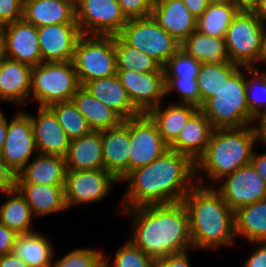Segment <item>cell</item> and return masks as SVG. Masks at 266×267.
<instances>
[{
	"label": "cell",
	"instance_id": "1",
	"mask_svg": "<svg viewBox=\"0 0 266 267\" xmlns=\"http://www.w3.org/2000/svg\"><path fill=\"white\" fill-rule=\"evenodd\" d=\"M127 191L121 209L183 202L197 184L196 164L187 155L168 149L148 165L130 172L122 181Z\"/></svg>",
	"mask_w": 266,
	"mask_h": 267
},
{
	"label": "cell",
	"instance_id": "2",
	"mask_svg": "<svg viewBox=\"0 0 266 267\" xmlns=\"http://www.w3.org/2000/svg\"><path fill=\"white\" fill-rule=\"evenodd\" d=\"M120 210L132 219L129 240L154 260L193 249L183 202Z\"/></svg>",
	"mask_w": 266,
	"mask_h": 267
},
{
	"label": "cell",
	"instance_id": "3",
	"mask_svg": "<svg viewBox=\"0 0 266 267\" xmlns=\"http://www.w3.org/2000/svg\"><path fill=\"white\" fill-rule=\"evenodd\" d=\"M208 186L196 184L183 199L189 215L192 248H230L236 239L234 211L214 187Z\"/></svg>",
	"mask_w": 266,
	"mask_h": 267
},
{
	"label": "cell",
	"instance_id": "4",
	"mask_svg": "<svg viewBox=\"0 0 266 267\" xmlns=\"http://www.w3.org/2000/svg\"><path fill=\"white\" fill-rule=\"evenodd\" d=\"M257 142L252 125L214 129L206 151L195 163L197 184L203 185V177L207 175L214 187L225 176L249 165Z\"/></svg>",
	"mask_w": 266,
	"mask_h": 267
},
{
	"label": "cell",
	"instance_id": "5",
	"mask_svg": "<svg viewBox=\"0 0 266 267\" xmlns=\"http://www.w3.org/2000/svg\"><path fill=\"white\" fill-rule=\"evenodd\" d=\"M214 129L252 125L245 89V67H241L225 85L200 108Z\"/></svg>",
	"mask_w": 266,
	"mask_h": 267
},
{
	"label": "cell",
	"instance_id": "6",
	"mask_svg": "<svg viewBox=\"0 0 266 267\" xmlns=\"http://www.w3.org/2000/svg\"><path fill=\"white\" fill-rule=\"evenodd\" d=\"M80 87L72 61L42 62L33 66L30 98L37 101L39 107L72 101Z\"/></svg>",
	"mask_w": 266,
	"mask_h": 267
},
{
	"label": "cell",
	"instance_id": "7",
	"mask_svg": "<svg viewBox=\"0 0 266 267\" xmlns=\"http://www.w3.org/2000/svg\"><path fill=\"white\" fill-rule=\"evenodd\" d=\"M264 24L249 9L242 8L225 35L229 61L242 67H256L260 62Z\"/></svg>",
	"mask_w": 266,
	"mask_h": 267
},
{
	"label": "cell",
	"instance_id": "8",
	"mask_svg": "<svg viewBox=\"0 0 266 267\" xmlns=\"http://www.w3.org/2000/svg\"><path fill=\"white\" fill-rule=\"evenodd\" d=\"M72 63L81 86L94 79L116 75L114 36L82 35Z\"/></svg>",
	"mask_w": 266,
	"mask_h": 267
},
{
	"label": "cell",
	"instance_id": "9",
	"mask_svg": "<svg viewBox=\"0 0 266 267\" xmlns=\"http://www.w3.org/2000/svg\"><path fill=\"white\" fill-rule=\"evenodd\" d=\"M119 36L162 67L180 49V43L151 17L128 19Z\"/></svg>",
	"mask_w": 266,
	"mask_h": 267
},
{
	"label": "cell",
	"instance_id": "10",
	"mask_svg": "<svg viewBox=\"0 0 266 267\" xmlns=\"http://www.w3.org/2000/svg\"><path fill=\"white\" fill-rule=\"evenodd\" d=\"M75 9L82 35H119L128 22L117 0H76Z\"/></svg>",
	"mask_w": 266,
	"mask_h": 267
},
{
	"label": "cell",
	"instance_id": "11",
	"mask_svg": "<svg viewBox=\"0 0 266 267\" xmlns=\"http://www.w3.org/2000/svg\"><path fill=\"white\" fill-rule=\"evenodd\" d=\"M120 182L104 169L67 170L64 192L67 208L86 206L102 201Z\"/></svg>",
	"mask_w": 266,
	"mask_h": 267
},
{
	"label": "cell",
	"instance_id": "12",
	"mask_svg": "<svg viewBox=\"0 0 266 267\" xmlns=\"http://www.w3.org/2000/svg\"><path fill=\"white\" fill-rule=\"evenodd\" d=\"M130 143L129 173L155 161L169 149L146 113L130 118Z\"/></svg>",
	"mask_w": 266,
	"mask_h": 267
},
{
	"label": "cell",
	"instance_id": "13",
	"mask_svg": "<svg viewBox=\"0 0 266 267\" xmlns=\"http://www.w3.org/2000/svg\"><path fill=\"white\" fill-rule=\"evenodd\" d=\"M8 121V130L1 158L17 174L37 151L30 113L23 110Z\"/></svg>",
	"mask_w": 266,
	"mask_h": 267
},
{
	"label": "cell",
	"instance_id": "14",
	"mask_svg": "<svg viewBox=\"0 0 266 267\" xmlns=\"http://www.w3.org/2000/svg\"><path fill=\"white\" fill-rule=\"evenodd\" d=\"M214 188L233 211L266 198V185L251 164L221 179Z\"/></svg>",
	"mask_w": 266,
	"mask_h": 267
},
{
	"label": "cell",
	"instance_id": "15",
	"mask_svg": "<svg viewBox=\"0 0 266 267\" xmlns=\"http://www.w3.org/2000/svg\"><path fill=\"white\" fill-rule=\"evenodd\" d=\"M116 75L125 87L132 104L141 113H147L151 108L158 106L166 97L163 67L158 72L117 70Z\"/></svg>",
	"mask_w": 266,
	"mask_h": 267
},
{
	"label": "cell",
	"instance_id": "16",
	"mask_svg": "<svg viewBox=\"0 0 266 267\" xmlns=\"http://www.w3.org/2000/svg\"><path fill=\"white\" fill-rule=\"evenodd\" d=\"M42 62L72 61L79 38L77 23H62L38 27Z\"/></svg>",
	"mask_w": 266,
	"mask_h": 267
},
{
	"label": "cell",
	"instance_id": "17",
	"mask_svg": "<svg viewBox=\"0 0 266 267\" xmlns=\"http://www.w3.org/2000/svg\"><path fill=\"white\" fill-rule=\"evenodd\" d=\"M130 119L102 131L104 170L120 183L129 174Z\"/></svg>",
	"mask_w": 266,
	"mask_h": 267
},
{
	"label": "cell",
	"instance_id": "18",
	"mask_svg": "<svg viewBox=\"0 0 266 267\" xmlns=\"http://www.w3.org/2000/svg\"><path fill=\"white\" fill-rule=\"evenodd\" d=\"M6 57L28 65L42 63L37 27L23 19L4 25Z\"/></svg>",
	"mask_w": 266,
	"mask_h": 267
},
{
	"label": "cell",
	"instance_id": "19",
	"mask_svg": "<svg viewBox=\"0 0 266 267\" xmlns=\"http://www.w3.org/2000/svg\"><path fill=\"white\" fill-rule=\"evenodd\" d=\"M36 116L30 114L38 154L66 157L70 140L49 107L37 106Z\"/></svg>",
	"mask_w": 266,
	"mask_h": 267
},
{
	"label": "cell",
	"instance_id": "20",
	"mask_svg": "<svg viewBox=\"0 0 266 267\" xmlns=\"http://www.w3.org/2000/svg\"><path fill=\"white\" fill-rule=\"evenodd\" d=\"M151 17L180 44L197 30V20L182 0H155Z\"/></svg>",
	"mask_w": 266,
	"mask_h": 267
},
{
	"label": "cell",
	"instance_id": "21",
	"mask_svg": "<svg viewBox=\"0 0 266 267\" xmlns=\"http://www.w3.org/2000/svg\"><path fill=\"white\" fill-rule=\"evenodd\" d=\"M31 65L5 58L0 62V102L26 105L30 99Z\"/></svg>",
	"mask_w": 266,
	"mask_h": 267
},
{
	"label": "cell",
	"instance_id": "22",
	"mask_svg": "<svg viewBox=\"0 0 266 267\" xmlns=\"http://www.w3.org/2000/svg\"><path fill=\"white\" fill-rule=\"evenodd\" d=\"M213 131L210 120L198 109L189 118L169 149L189 156L196 163L206 151Z\"/></svg>",
	"mask_w": 266,
	"mask_h": 267
},
{
	"label": "cell",
	"instance_id": "23",
	"mask_svg": "<svg viewBox=\"0 0 266 267\" xmlns=\"http://www.w3.org/2000/svg\"><path fill=\"white\" fill-rule=\"evenodd\" d=\"M76 0H24L22 19L34 26L77 23Z\"/></svg>",
	"mask_w": 266,
	"mask_h": 267
},
{
	"label": "cell",
	"instance_id": "24",
	"mask_svg": "<svg viewBox=\"0 0 266 267\" xmlns=\"http://www.w3.org/2000/svg\"><path fill=\"white\" fill-rule=\"evenodd\" d=\"M83 87L112 109L123 121L142 114L132 104L117 75L91 80Z\"/></svg>",
	"mask_w": 266,
	"mask_h": 267
},
{
	"label": "cell",
	"instance_id": "25",
	"mask_svg": "<svg viewBox=\"0 0 266 267\" xmlns=\"http://www.w3.org/2000/svg\"><path fill=\"white\" fill-rule=\"evenodd\" d=\"M36 155L16 174V184L65 185V158L57 155Z\"/></svg>",
	"mask_w": 266,
	"mask_h": 267
},
{
	"label": "cell",
	"instance_id": "26",
	"mask_svg": "<svg viewBox=\"0 0 266 267\" xmlns=\"http://www.w3.org/2000/svg\"><path fill=\"white\" fill-rule=\"evenodd\" d=\"M65 161L67 170L104 169L102 131H91L78 139L71 140Z\"/></svg>",
	"mask_w": 266,
	"mask_h": 267
},
{
	"label": "cell",
	"instance_id": "27",
	"mask_svg": "<svg viewBox=\"0 0 266 267\" xmlns=\"http://www.w3.org/2000/svg\"><path fill=\"white\" fill-rule=\"evenodd\" d=\"M35 217L66 212L64 185L16 184Z\"/></svg>",
	"mask_w": 266,
	"mask_h": 267
},
{
	"label": "cell",
	"instance_id": "28",
	"mask_svg": "<svg viewBox=\"0 0 266 267\" xmlns=\"http://www.w3.org/2000/svg\"><path fill=\"white\" fill-rule=\"evenodd\" d=\"M197 110L198 108L193 105L171 102L165 107L161 103L146 114L156 124L164 142L170 146Z\"/></svg>",
	"mask_w": 266,
	"mask_h": 267
},
{
	"label": "cell",
	"instance_id": "29",
	"mask_svg": "<svg viewBox=\"0 0 266 267\" xmlns=\"http://www.w3.org/2000/svg\"><path fill=\"white\" fill-rule=\"evenodd\" d=\"M72 101L85 117L92 131L101 132L114 128L123 121L112 109L92 96L83 86L76 91Z\"/></svg>",
	"mask_w": 266,
	"mask_h": 267
},
{
	"label": "cell",
	"instance_id": "30",
	"mask_svg": "<svg viewBox=\"0 0 266 267\" xmlns=\"http://www.w3.org/2000/svg\"><path fill=\"white\" fill-rule=\"evenodd\" d=\"M235 237L266 241V198L234 211Z\"/></svg>",
	"mask_w": 266,
	"mask_h": 267
},
{
	"label": "cell",
	"instance_id": "31",
	"mask_svg": "<svg viewBox=\"0 0 266 267\" xmlns=\"http://www.w3.org/2000/svg\"><path fill=\"white\" fill-rule=\"evenodd\" d=\"M12 252L26 262L29 267L52 264L55 255L51 241L38 230L37 232L18 234Z\"/></svg>",
	"mask_w": 266,
	"mask_h": 267
},
{
	"label": "cell",
	"instance_id": "32",
	"mask_svg": "<svg viewBox=\"0 0 266 267\" xmlns=\"http://www.w3.org/2000/svg\"><path fill=\"white\" fill-rule=\"evenodd\" d=\"M4 195L8 199L0 205V223L14 230L17 234L34 232L32 221L35 216L24 196L17 188L5 192Z\"/></svg>",
	"mask_w": 266,
	"mask_h": 267
},
{
	"label": "cell",
	"instance_id": "33",
	"mask_svg": "<svg viewBox=\"0 0 266 267\" xmlns=\"http://www.w3.org/2000/svg\"><path fill=\"white\" fill-rule=\"evenodd\" d=\"M180 48L189 56L206 64H222L229 61L225 38H217L194 31Z\"/></svg>",
	"mask_w": 266,
	"mask_h": 267
},
{
	"label": "cell",
	"instance_id": "34",
	"mask_svg": "<svg viewBox=\"0 0 266 267\" xmlns=\"http://www.w3.org/2000/svg\"><path fill=\"white\" fill-rule=\"evenodd\" d=\"M242 7L234 2H210L197 20V30L205 35L225 38L226 31Z\"/></svg>",
	"mask_w": 266,
	"mask_h": 267
},
{
	"label": "cell",
	"instance_id": "35",
	"mask_svg": "<svg viewBox=\"0 0 266 267\" xmlns=\"http://www.w3.org/2000/svg\"><path fill=\"white\" fill-rule=\"evenodd\" d=\"M241 65L226 61L222 64L202 63L197 75L200 93V108L215 95L229 79L241 68Z\"/></svg>",
	"mask_w": 266,
	"mask_h": 267
},
{
	"label": "cell",
	"instance_id": "36",
	"mask_svg": "<svg viewBox=\"0 0 266 267\" xmlns=\"http://www.w3.org/2000/svg\"><path fill=\"white\" fill-rule=\"evenodd\" d=\"M116 70L135 72H158L162 66L150 56L127 44L119 35H114Z\"/></svg>",
	"mask_w": 266,
	"mask_h": 267
},
{
	"label": "cell",
	"instance_id": "37",
	"mask_svg": "<svg viewBox=\"0 0 266 267\" xmlns=\"http://www.w3.org/2000/svg\"><path fill=\"white\" fill-rule=\"evenodd\" d=\"M49 108L56 115L59 124L70 141L92 131L85 117L78 111L73 101L54 103Z\"/></svg>",
	"mask_w": 266,
	"mask_h": 267
},
{
	"label": "cell",
	"instance_id": "38",
	"mask_svg": "<svg viewBox=\"0 0 266 267\" xmlns=\"http://www.w3.org/2000/svg\"><path fill=\"white\" fill-rule=\"evenodd\" d=\"M245 89L249 113L255 117L266 107V70L245 67Z\"/></svg>",
	"mask_w": 266,
	"mask_h": 267
},
{
	"label": "cell",
	"instance_id": "39",
	"mask_svg": "<svg viewBox=\"0 0 266 267\" xmlns=\"http://www.w3.org/2000/svg\"><path fill=\"white\" fill-rule=\"evenodd\" d=\"M115 252L112 262L111 256L104 254V267H153L155 260L135 246L129 239Z\"/></svg>",
	"mask_w": 266,
	"mask_h": 267
},
{
	"label": "cell",
	"instance_id": "40",
	"mask_svg": "<svg viewBox=\"0 0 266 267\" xmlns=\"http://www.w3.org/2000/svg\"><path fill=\"white\" fill-rule=\"evenodd\" d=\"M201 64L180 48L163 66L164 78L196 80Z\"/></svg>",
	"mask_w": 266,
	"mask_h": 267
},
{
	"label": "cell",
	"instance_id": "41",
	"mask_svg": "<svg viewBox=\"0 0 266 267\" xmlns=\"http://www.w3.org/2000/svg\"><path fill=\"white\" fill-rule=\"evenodd\" d=\"M104 251L89 247L75 248L52 262V267H104Z\"/></svg>",
	"mask_w": 266,
	"mask_h": 267
},
{
	"label": "cell",
	"instance_id": "42",
	"mask_svg": "<svg viewBox=\"0 0 266 267\" xmlns=\"http://www.w3.org/2000/svg\"><path fill=\"white\" fill-rule=\"evenodd\" d=\"M177 92L176 103L193 105L200 109V93L197 80L165 79V96Z\"/></svg>",
	"mask_w": 266,
	"mask_h": 267
},
{
	"label": "cell",
	"instance_id": "43",
	"mask_svg": "<svg viewBox=\"0 0 266 267\" xmlns=\"http://www.w3.org/2000/svg\"><path fill=\"white\" fill-rule=\"evenodd\" d=\"M127 19L151 16L155 0H117Z\"/></svg>",
	"mask_w": 266,
	"mask_h": 267
},
{
	"label": "cell",
	"instance_id": "44",
	"mask_svg": "<svg viewBox=\"0 0 266 267\" xmlns=\"http://www.w3.org/2000/svg\"><path fill=\"white\" fill-rule=\"evenodd\" d=\"M24 0H0V24L19 21L23 16Z\"/></svg>",
	"mask_w": 266,
	"mask_h": 267
},
{
	"label": "cell",
	"instance_id": "45",
	"mask_svg": "<svg viewBox=\"0 0 266 267\" xmlns=\"http://www.w3.org/2000/svg\"><path fill=\"white\" fill-rule=\"evenodd\" d=\"M250 244L256 247L247 257L243 267H266V241H253Z\"/></svg>",
	"mask_w": 266,
	"mask_h": 267
},
{
	"label": "cell",
	"instance_id": "46",
	"mask_svg": "<svg viewBox=\"0 0 266 267\" xmlns=\"http://www.w3.org/2000/svg\"><path fill=\"white\" fill-rule=\"evenodd\" d=\"M189 251L190 250H186L155 260L153 267H191L188 257Z\"/></svg>",
	"mask_w": 266,
	"mask_h": 267
},
{
	"label": "cell",
	"instance_id": "47",
	"mask_svg": "<svg viewBox=\"0 0 266 267\" xmlns=\"http://www.w3.org/2000/svg\"><path fill=\"white\" fill-rule=\"evenodd\" d=\"M16 188V173L0 156V193L3 194Z\"/></svg>",
	"mask_w": 266,
	"mask_h": 267
},
{
	"label": "cell",
	"instance_id": "48",
	"mask_svg": "<svg viewBox=\"0 0 266 267\" xmlns=\"http://www.w3.org/2000/svg\"><path fill=\"white\" fill-rule=\"evenodd\" d=\"M17 233L6 225L0 223V256L13 251Z\"/></svg>",
	"mask_w": 266,
	"mask_h": 267
},
{
	"label": "cell",
	"instance_id": "49",
	"mask_svg": "<svg viewBox=\"0 0 266 267\" xmlns=\"http://www.w3.org/2000/svg\"><path fill=\"white\" fill-rule=\"evenodd\" d=\"M252 126L259 143L266 144V107L254 117Z\"/></svg>",
	"mask_w": 266,
	"mask_h": 267
},
{
	"label": "cell",
	"instance_id": "50",
	"mask_svg": "<svg viewBox=\"0 0 266 267\" xmlns=\"http://www.w3.org/2000/svg\"><path fill=\"white\" fill-rule=\"evenodd\" d=\"M266 144H264V147ZM250 164L253 166L257 174L263 179L266 185V152H256L254 150Z\"/></svg>",
	"mask_w": 266,
	"mask_h": 267
},
{
	"label": "cell",
	"instance_id": "51",
	"mask_svg": "<svg viewBox=\"0 0 266 267\" xmlns=\"http://www.w3.org/2000/svg\"><path fill=\"white\" fill-rule=\"evenodd\" d=\"M185 7L192 13L195 17L199 18L204 11L207 9L210 0H182Z\"/></svg>",
	"mask_w": 266,
	"mask_h": 267
},
{
	"label": "cell",
	"instance_id": "52",
	"mask_svg": "<svg viewBox=\"0 0 266 267\" xmlns=\"http://www.w3.org/2000/svg\"><path fill=\"white\" fill-rule=\"evenodd\" d=\"M0 267H29L26 262L13 252L0 256Z\"/></svg>",
	"mask_w": 266,
	"mask_h": 267
},
{
	"label": "cell",
	"instance_id": "53",
	"mask_svg": "<svg viewBox=\"0 0 266 267\" xmlns=\"http://www.w3.org/2000/svg\"><path fill=\"white\" fill-rule=\"evenodd\" d=\"M249 9L266 24V0H256Z\"/></svg>",
	"mask_w": 266,
	"mask_h": 267
},
{
	"label": "cell",
	"instance_id": "54",
	"mask_svg": "<svg viewBox=\"0 0 266 267\" xmlns=\"http://www.w3.org/2000/svg\"><path fill=\"white\" fill-rule=\"evenodd\" d=\"M7 130H8V118H6L2 108H0V151L4 147Z\"/></svg>",
	"mask_w": 266,
	"mask_h": 267
},
{
	"label": "cell",
	"instance_id": "55",
	"mask_svg": "<svg viewBox=\"0 0 266 267\" xmlns=\"http://www.w3.org/2000/svg\"><path fill=\"white\" fill-rule=\"evenodd\" d=\"M6 58L5 29L4 24H0V62Z\"/></svg>",
	"mask_w": 266,
	"mask_h": 267
},
{
	"label": "cell",
	"instance_id": "56",
	"mask_svg": "<svg viewBox=\"0 0 266 267\" xmlns=\"http://www.w3.org/2000/svg\"><path fill=\"white\" fill-rule=\"evenodd\" d=\"M259 63L266 64V24H264L263 37H262V50Z\"/></svg>",
	"mask_w": 266,
	"mask_h": 267
},
{
	"label": "cell",
	"instance_id": "57",
	"mask_svg": "<svg viewBox=\"0 0 266 267\" xmlns=\"http://www.w3.org/2000/svg\"><path fill=\"white\" fill-rule=\"evenodd\" d=\"M256 0H234V3H238L242 8H250Z\"/></svg>",
	"mask_w": 266,
	"mask_h": 267
},
{
	"label": "cell",
	"instance_id": "58",
	"mask_svg": "<svg viewBox=\"0 0 266 267\" xmlns=\"http://www.w3.org/2000/svg\"><path fill=\"white\" fill-rule=\"evenodd\" d=\"M212 2H234V0H210Z\"/></svg>",
	"mask_w": 266,
	"mask_h": 267
},
{
	"label": "cell",
	"instance_id": "59",
	"mask_svg": "<svg viewBox=\"0 0 266 267\" xmlns=\"http://www.w3.org/2000/svg\"><path fill=\"white\" fill-rule=\"evenodd\" d=\"M39 267H52V264H46L44 266H39Z\"/></svg>",
	"mask_w": 266,
	"mask_h": 267
}]
</instances>
